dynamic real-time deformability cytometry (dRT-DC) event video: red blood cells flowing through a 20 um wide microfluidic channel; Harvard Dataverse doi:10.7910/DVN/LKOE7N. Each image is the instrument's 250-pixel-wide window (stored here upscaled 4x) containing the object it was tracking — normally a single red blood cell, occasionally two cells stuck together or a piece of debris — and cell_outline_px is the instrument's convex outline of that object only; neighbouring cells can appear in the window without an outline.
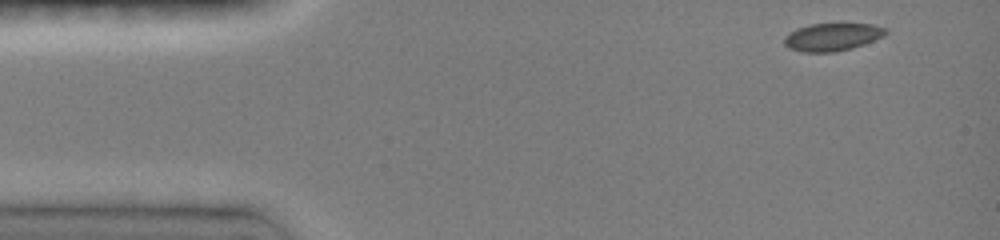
{"species": "common noctule bat (a hibernating species)", "species_latin": "Nyctalus noctula", "temperature_condition": "room temperature", "stored_images_in_passage": 29, "camera_frame_rate_fps": 3000, "um_per_image_px": 0.085, "animal": {"sex": "female", "body_mass_g": 19.0, "forearm_length_mm": 51.5}, "frame": {"image": 1, "passage_image": 1, "time_ms": 0.0, "image_size_px": [1000, 240], "cell_outline_px": [[888, 32], [884, 36], [864, 44], [852, 48], [836, 52], [804, 52], [788, 48], [784, 44], [784, 36], [796, 28], [812, 24], [872, 24], [888, 28]], "centroid_in_image_um": [70.75, 3.14], "position_along_channel_um": 14.2, "area_um2": 16.47}}
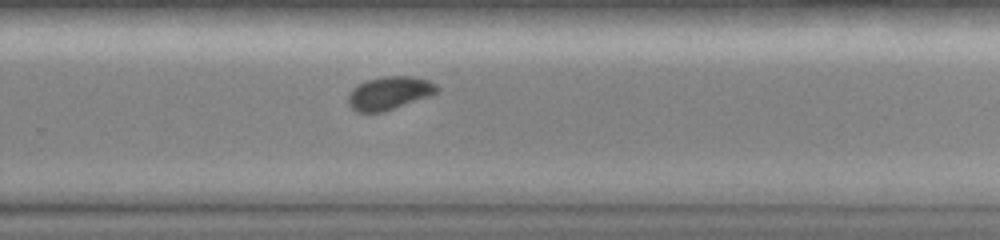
{"frame": {"image": 2, "passage_image": 20, "time_ms": 9.0, "image_size_px": [1000, 240], "cell_outline_px": [[440, 88], [436, 92], [428, 96], [384, 112], [356, 112], [348, 104], [348, 96], [352, 88], [368, 80], [384, 76], [412, 76], [428, 80], [436, 84]], "centroid_in_image_um": [33.08, 7.91], "position_along_channel_um": 296.7, "area_um2": 16.99}}
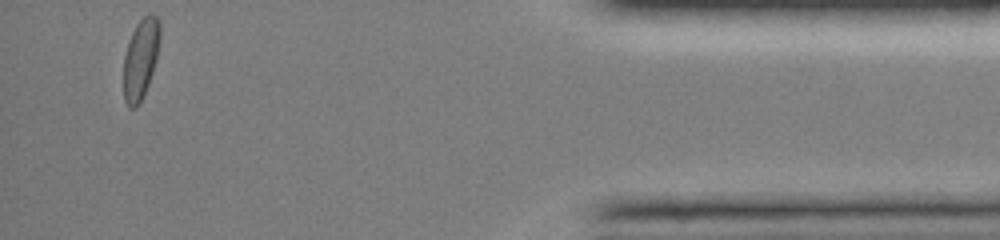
{"frame": {"image": 3, "passage_image": 29, "time_ms": 13.333, "image_size_px": [1000, 240], "cell_outline_px": [[160, 40], [156, 60], [148, 84], [136, 108], [128, 108], [124, 100], [124, 56], [128, 40], [136, 24], [144, 16], [156, 16], [160, 20]], "centroid_in_image_um": [11.95, 4.99], "position_along_channel_um": 423.3, "area_um2": 16.88}, "authors_computed_cell_mechanics": {"area_um2": 17.1088, "velocity_mm_per_s": 4.1112, "shape_relaxation_time_tau1_ms": 3.2193, "shape_relaxation_time_tau2_ms": 0.7208, "deformation_change_tau1": 0.0947, "deformation_change_tau2": 0.0306}}